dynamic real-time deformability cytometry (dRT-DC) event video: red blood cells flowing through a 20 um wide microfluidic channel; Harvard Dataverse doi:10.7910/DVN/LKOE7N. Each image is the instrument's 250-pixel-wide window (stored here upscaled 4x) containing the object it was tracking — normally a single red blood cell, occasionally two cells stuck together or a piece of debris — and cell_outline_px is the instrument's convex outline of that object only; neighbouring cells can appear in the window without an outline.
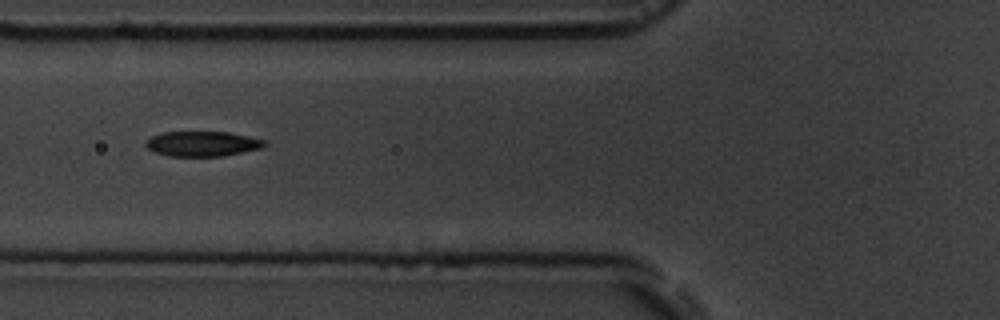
{"species": "common noctule bat (a hibernating species)", "species_latin": "Nyctalus noctula", "temperature_condition": "room temperature", "stored_images_in_passage": 7, "camera_frame_rate_fps": 3000, "um_per_image_px": 0.085, "animal": {"sex": "male", "body_mass_g": 19.5, "forearm_length_mm": 54.6}, "frame": {"image": 1, "passage_image": 5, "time_ms": 6.333, "image_size_px": [1000, 320], "cell_outline_px": [[268, 144], [264, 148], [224, 156], [168, 156], [156, 152], [148, 148], [144, 144], [152, 136], [160, 132], [228, 132], [248, 136], [264, 140]], "centroid_in_image_um": [17.24, 12.22], "position_along_channel_um": 108.6, "area_um2": 17.4}}
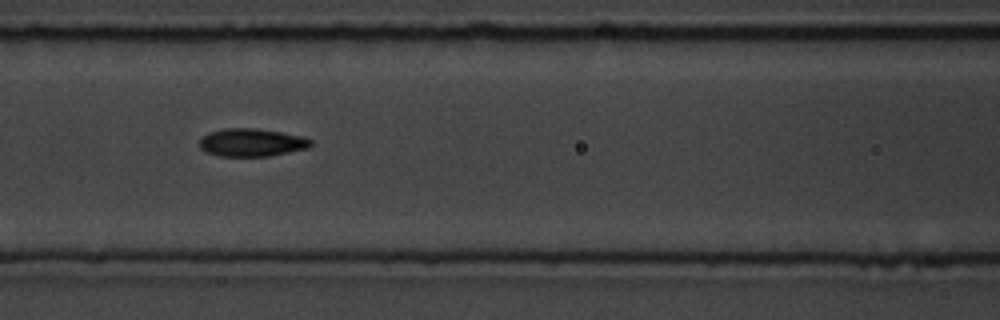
{"frame": {"image": 2, "passage_image": 6, "time_ms": 7.333, "image_size_px": [1000, 320], "cell_outline_px": [[312, 144], [308, 148], [268, 156], [220, 156], [208, 152], [200, 148], [200, 140], [204, 136], [212, 132], [224, 128], [252, 128], [280, 132], [304, 136], [312, 140]], "centroid_in_image_um": [21.43, 12.11], "position_along_channel_um": 145.2, "area_um2": 17.86}}